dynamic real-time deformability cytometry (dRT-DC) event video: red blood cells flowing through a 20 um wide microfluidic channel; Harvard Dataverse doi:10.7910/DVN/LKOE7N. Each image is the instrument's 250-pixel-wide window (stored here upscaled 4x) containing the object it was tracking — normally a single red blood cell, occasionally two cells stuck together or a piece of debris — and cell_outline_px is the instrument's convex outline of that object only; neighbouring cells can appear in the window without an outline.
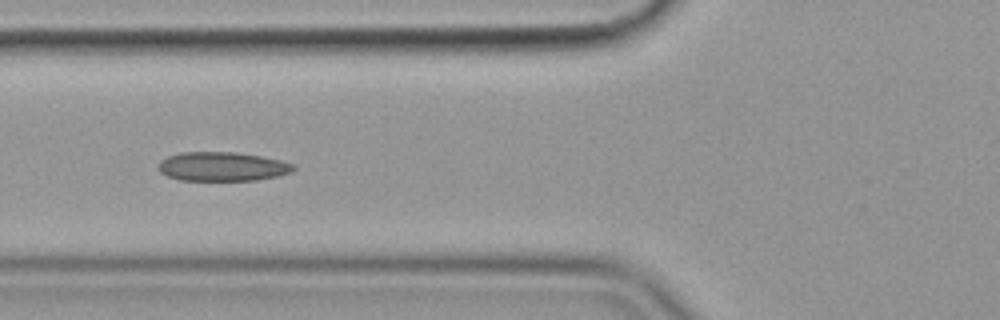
{"species": "common noctule bat (a hibernating species)", "species_latin": "Nyctalus noctula", "temperature_condition": "cold", "stored_images_in_passage": 35, "camera_frame_rate_fps": 3000, "um_per_image_px": 0.085, "animal": {"sex": "female", "body_mass_g": 19.9}, "frame": {"image": 1, "passage_image": 6, "time_ms": 1.667, "image_size_px": [1000, 320], "cell_outline_px": [[296, 168], [292, 172], [276, 176], [256, 180], [180, 180], [168, 176], [160, 172], [156, 168], [160, 160], [168, 156], [180, 152], [236, 152], [260, 156], [280, 160], [292, 164]], "centroid_in_image_um": [18.85, 14.15], "position_along_channel_um": 106.9, "area_um2": 22.89}}
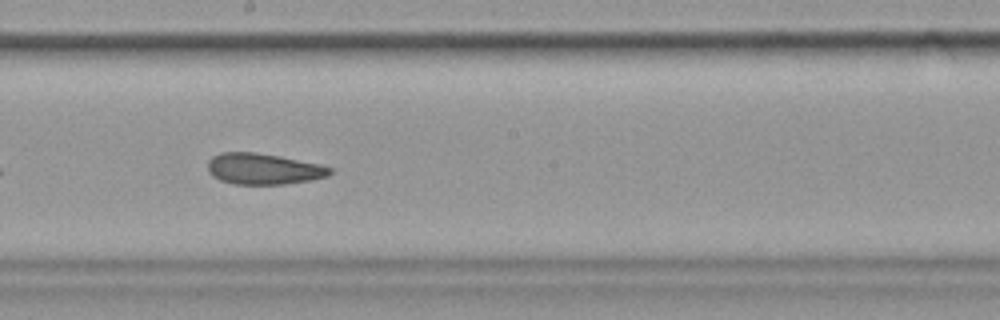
{"frame": {"image": 2, "passage_image": 16, "time_ms": 5.0, "image_size_px": [1000, 320], "cell_outline_px": [[332, 172], [328, 176], [308, 180], [284, 184], [232, 184], [220, 180], [212, 176], [208, 172], [208, 160], [212, 156], [220, 152], [256, 152], [280, 156], [320, 164], [332, 168]], "centroid_in_image_um": [22.35, 14.35], "position_along_channel_um": 225.8, "area_um2": 22.2}, "authors_computed_cell_mechanics": {"area_um2": 22.5998, "velocity_mm_per_s": 3.571, "shape_relaxation_time_tau1_ms": null, "shape_relaxation_time_tau2_ms": 2.5473, "deformation_change_tau1": null, "deformation_change_tau2": 0.0834}}